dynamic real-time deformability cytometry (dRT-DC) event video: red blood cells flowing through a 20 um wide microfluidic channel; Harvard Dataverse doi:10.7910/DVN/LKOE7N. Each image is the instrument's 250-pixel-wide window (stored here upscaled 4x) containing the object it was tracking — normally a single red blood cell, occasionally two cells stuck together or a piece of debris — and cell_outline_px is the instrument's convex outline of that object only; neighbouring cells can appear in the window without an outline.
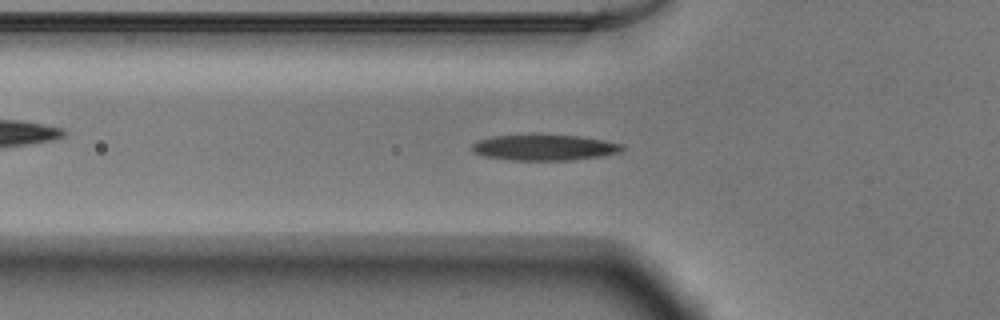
{"species": "Egyptian fruit bat (a non-hibernating species)", "species_latin": "Rousettus aegyptiacus", "temperature_condition": "warm", "stored_images_in_passage": 52, "camera_frame_rate_fps": 3000, "um_per_image_px": 0.085, "animal": {"sex": "male"}, "frame": {"image": 1, "passage_image": 19, "time_ms": 6.0, "image_size_px": [1000, 320], "cell_outline_px": [[624, 148], [620, 152], [600, 156], [572, 160], [512, 160], [484, 156], [472, 152], [472, 144], [476, 140], [492, 136], [580, 136], [604, 140], [624, 144]], "centroid_in_image_um": [46.27, 12.55], "position_along_channel_um": 79.5, "area_um2": 22.25}}
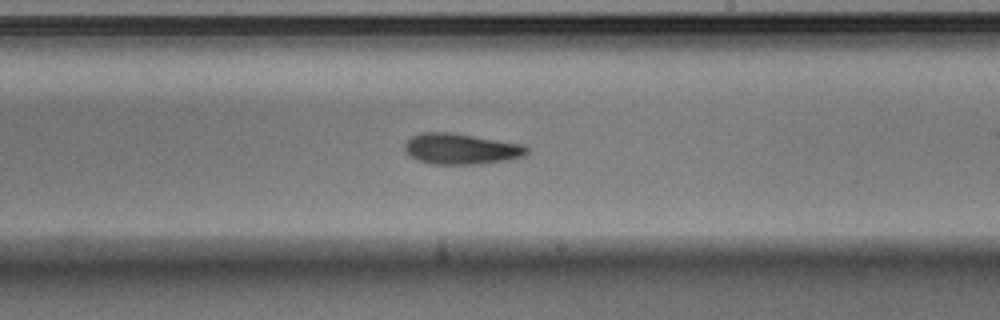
{"frame": {"image": 2, "passage_image": 32, "time_ms": 10.333, "image_size_px": [1000, 320], "cell_outline_px": [[528, 152], [520, 156], [504, 160], [476, 164], [432, 164], [416, 160], [404, 148], [404, 144], [412, 136], [420, 132], [448, 132], [524, 144], [528, 148]], "centroid_in_image_um": [39.15, 12.65], "position_along_channel_um": 249.8, "area_um2": 21.62}}
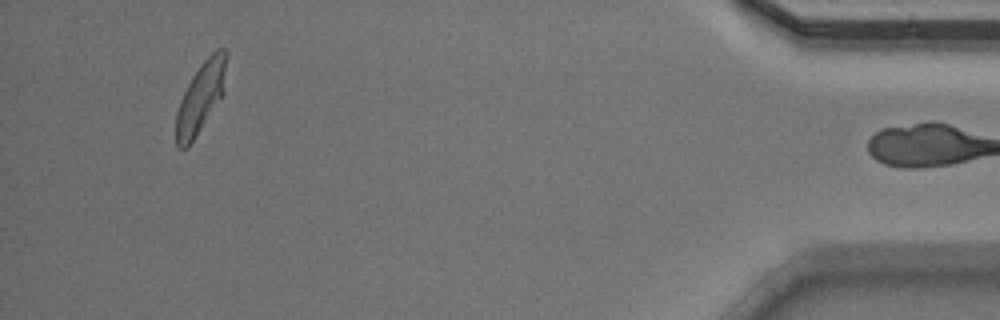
{"frame": {"image": 3, "passage_image": 51, "time_ms": 16.667, "image_size_px": [1000, 320], "cell_outline_px": [[228, 52], [224, 92], [188, 148], [180, 148], [176, 144], [176, 112], [180, 100], [192, 76], [200, 64], [216, 48], [224, 48]], "centroid_in_image_um": [17.08, 8.23], "position_along_channel_um": 418.1, "area_um2": 20.63}, "authors_computed_cell_mechanics": {"area_um2": 21.5016, "velocity_mm_per_s": 3.9027, "shape_relaxation_time_tau1_ms": 3.7722, "shape_relaxation_time_tau2_ms": 8.5161, "deformation_change_tau1": 0.1488, "deformation_change_tau2": 0.1876}}